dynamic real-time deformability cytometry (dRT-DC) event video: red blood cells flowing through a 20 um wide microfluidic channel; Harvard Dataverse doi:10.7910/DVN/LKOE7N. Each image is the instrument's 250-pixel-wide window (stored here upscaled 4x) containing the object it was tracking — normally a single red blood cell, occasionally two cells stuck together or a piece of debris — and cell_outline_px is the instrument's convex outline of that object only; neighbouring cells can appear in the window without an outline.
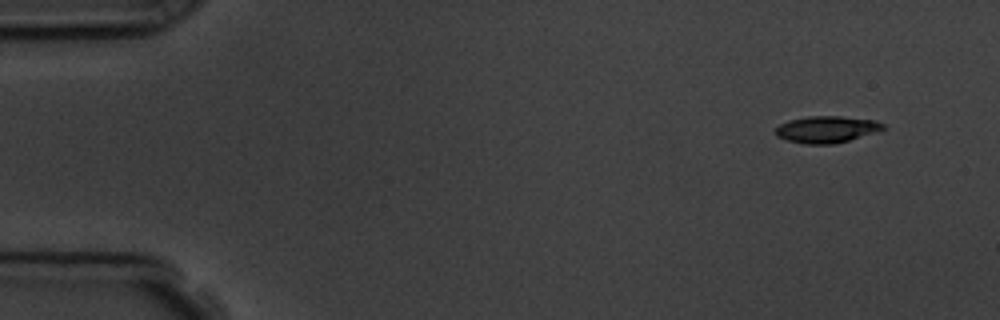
{"species": "common noctule bat (a hibernating species)", "species_latin": "Nyctalus noctula", "temperature_condition": "room temperature", "stored_images_in_passage": 4, "camera_frame_rate_fps": 3000, "um_per_image_px": 0.085, "animal": {"sex": "male", "body_mass_g": 19.5, "forearm_length_mm": 54.6}, "frame": {"image": 1, "passage_image": 1, "time_ms": 0.0, "image_size_px": [1000, 320], "cell_outline_px": [[888, 128], [876, 132], [848, 140], [832, 144], [804, 144], [788, 140], [776, 136], [776, 128], [780, 124], [788, 120], [808, 116], [840, 116], [876, 120], [884, 124]], "centroid_in_image_um": [70.28, 10.99], "position_along_channel_um": 14.7, "area_um2": 16.76}}